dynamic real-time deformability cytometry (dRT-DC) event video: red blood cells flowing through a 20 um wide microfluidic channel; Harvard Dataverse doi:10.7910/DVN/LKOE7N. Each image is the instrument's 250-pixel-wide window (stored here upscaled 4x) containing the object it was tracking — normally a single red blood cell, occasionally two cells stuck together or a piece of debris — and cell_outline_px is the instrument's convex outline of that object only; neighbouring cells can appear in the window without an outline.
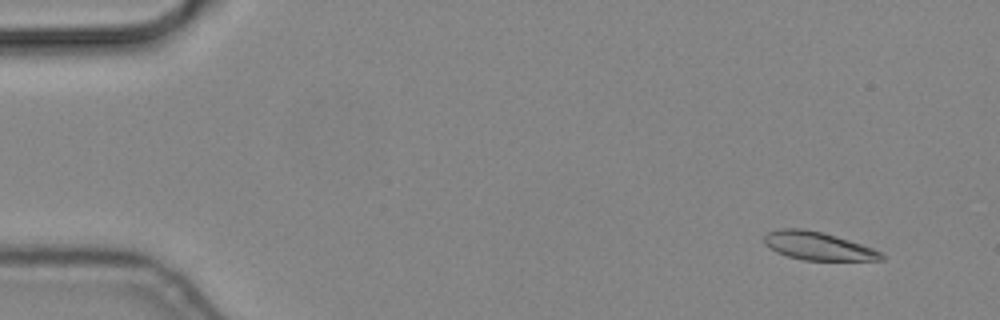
{"species": "common noctule bat (a hibernating species)", "species_latin": "Nyctalus noctula", "temperature_condition": "cold", "stored_images_in_passage": 13, "camera_frame_rate_fps": 3000, "um_per_image_px": 0.085, "animal": {"sex": "male", "body_mass_g": 19.2, "forearm_length_mm": 51.8}, "frame": {"image": 1, "passage_image": 5, "time_ms": 1.333, "image_size_px": [1000, 320], "cell_outline_px": [[884, 260], [804, 260], [788, 256], [776, 252], [764, 244], [764, 236], [768, 232], [780, 228], [800, 228], [820, 232], [836, 236], [872, 248], [880, 252], [884, 256]], "centroid_in_image_um": [69.49, 20.91], "position_along_channel_um": 15.5, "area_um2": 18.96}}